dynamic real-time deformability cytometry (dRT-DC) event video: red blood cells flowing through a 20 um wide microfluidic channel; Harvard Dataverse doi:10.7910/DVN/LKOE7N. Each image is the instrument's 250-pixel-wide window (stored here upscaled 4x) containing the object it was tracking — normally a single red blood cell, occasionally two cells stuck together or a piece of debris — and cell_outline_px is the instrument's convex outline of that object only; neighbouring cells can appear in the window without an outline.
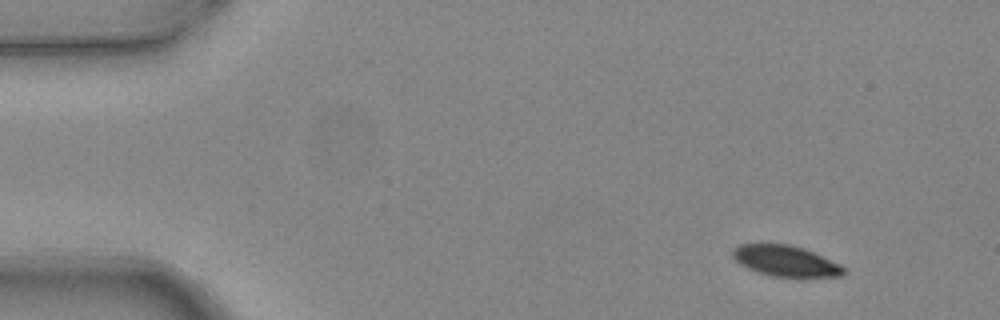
{"species": "common noctule bat (a hibernating species)", "species_latin": "Nyctalus noctula", "temperature_condition": "warm", "stored_images_in_passage": 4, "camera_frame_rate_fps": 3000, "um_per_image_px": 0.085, "animal": {"sex": "female", "body_mass_g": 24.6, "forearm_length_mm": 56.2}, "frame": {"image": 1, "passage_image": 1, "time_ms": 0.0, "image_size_px": [1000, 320], "cell_outline_px": [[844, 276], [772, 276], [756, 272], [740, 264], [732, 256], [732, 248], [740, 244], [788, 244], [804, 248], [840, 264], [844, 268]], "centroid_in_image_um": [66.74, 22.17], "position_along_channel_um": 18.3, "area_um2": 19.71}}
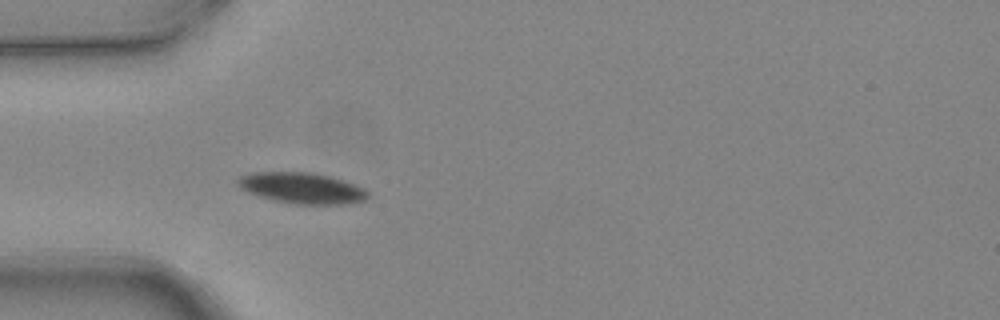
{"frame": {"image": 2, "passage_image": 4, "time_ms": 1.0, "image_size_px": [1000, 320], "cell_outline_px": [[368, 200], [348, 204], [296, 204], [276, 200], [260, 196], [248, 192], [240, 188], [236, 184], [236, 180], [240, 176], [252, 172], [312, 172], [344, 180], [356, 184], [364, 188], [368, 192]], "centroid_in_image_um": [25.69, 15.98], "position_along_channel_um": 59.3, "area_um2": 23.58}}